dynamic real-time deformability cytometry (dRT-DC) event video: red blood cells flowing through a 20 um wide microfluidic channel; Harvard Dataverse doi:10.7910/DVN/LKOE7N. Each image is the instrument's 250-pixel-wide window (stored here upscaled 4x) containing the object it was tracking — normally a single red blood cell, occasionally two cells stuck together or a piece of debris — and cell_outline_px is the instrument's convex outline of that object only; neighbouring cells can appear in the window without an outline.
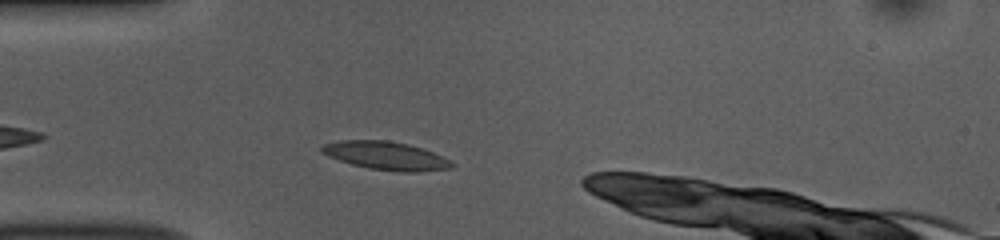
{"species": "common noctule bat (a hibernating species)", "species_latin": "Nyctalus noctula", "temperature_condition": "room temperature", "stored_images_in_passage": 31, "camera_frame_rate_fps": 3000, "um_per_image_px": 0.085, "animal": {"sex": "female", "body_mass_g": 10.0, "forearm_length_mm": 53.1}, "frame": {"image": 1, "passage_image": 5, "time_ms": 1.333, "image_size_px": [1000, 240], "cell_outline_px": [[456, 164], [452, 168], [420, 172], [400, 172], [368, 168], [352, 164], [328, 156], [320, 152], [320, 148], [324, 144], [340, 140], [388, 140], [408, 144], [432, 152]], "centroid_in_image_um": [32.79, 13.24], "position_along_channel_um": 52.2, "area_um2": 21.33}}
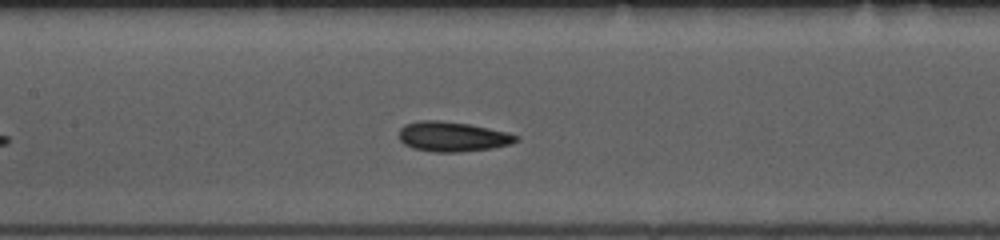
{"frame": {"image": 2, "passage_image": 15, "time_ms": 4.667, "image_size_px": [1000, 240], "cell_outline_px": [[520, 136], [512, 144], [492, 148], [456, 152], [432, 152], [412, 148], [404, 144], [400, 140], [400, 128], [404, 124], [420, 120], [440, 120], [468, 124], [488, 128]], "centroid_in_image_um": [38.42, 11.61], "position_along_channel_um": 169.0, "area_um2": 20.29}}
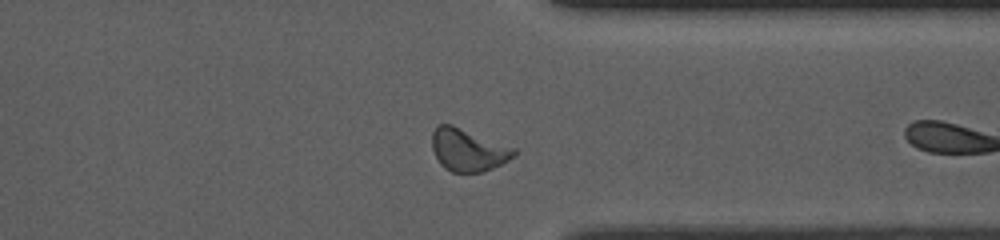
{"frame": {"image": 3, "passage_image": 28, "time_ms": 9.0, "image_size_px": [1000, 240], "cell_outline_px": [[520, 152], [516, 156], [484, 172], [452, 172], [444, 168], [440, 164], [432, 148], [432, 132], [436, 124], [452, 124], [516, 148]], "centroid_in_image_um": [39.8, 12.73], "position_along_channel_um": 371.6, "area_um2": 20.52}, "authors_computed_cell_mechanics": {"area_um2": 20.0566, "velocity_mm_per_s": 3.7319, "shape_relaxation_time_tau1_ms": 2.0919, "shape_relaxation_time_tau2_ms": 2.2823, "deformation_change_tau1": 0.1026, "deformation_change_tau2": 0.0874}}